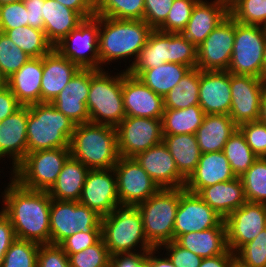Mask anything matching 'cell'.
Instances as JSON below:
<instances>
[{
    "label": "cell",
    "instance_id": "1",
    "mask_svg": "<svg viewBox=\"0 0 266 267\" xmlns=\"http://www.w3.org/2000/svg\"><path fill=\"white\" fill-rule=\"evenodd\" d=\"M9 179L1 194L5 206L0 209L11 221L16 239L50 244L52 198L47 191L29 190Z\"/></svg>",
    "mask_w": 266,
    "mask_h": 267
},
{
    "label": "cell",
    "instance_id": "2",
    "mask_svg": "<svg viewBox=\"0 0 266 267\" xmlns=\"http://www.w3.org/2000/svg\"><path fill=\"white\" fill-rule=\"evenodd\" d=\"M153 29L144 20L113 19L99 16L100 70L106 64L133 58L128 71L136 62ZM134 56V57H133ZM106 63V64H105ZM103 64L105 66H103Z\"/></svg>",
    "mask_w": 266,
    "mask_h": 267
},
{
    "label": "cell",
    "instance_id": "3",
    "mask_svg": "<svg viewBox=\"0 0 266 267\" xmlns=\"http://www.w3.org/2000/svg\"><path fill=\"white\" fill-rule=\"evenodd\" d=\"M70 155L89 169L113 168L119 158L116 127L94 123L75 126Z\"/></svg>",
    "mask_w": 266,
    "mask_h": 267
},
{
    "label": "cell",
    "instance_id": "4",
    "mask_svg": "<svg viewBox=\"0 0 266 267\" xmlns=\"http://www.w3.org/2000/svg\"><path fill=\"white\" fill-rule=\"evenodd\" d=\"M75 126L52 103L28 105L27 153L70 147Z\"/></svg>",
    "mask_w": 266,
    "mask_h": 267
},
{
    "label": "cell",
    "instance_id": "5",
    "mask_svg": "<svg viewBox=\"0 0 266 267\" xmlns=\"http://www.w3.org/2000/svg\"><path fill=\"white\" fill-rule=\"evenodd\" d=\"M101 237L111 256L154 248L145 236L141 213L133 206H120L103 216Z\"/></svg>",
    "mask_w": 266,
    "mask_h": 267
},
{
    "label": "cell",
    "instance_id": "6",
    "mask_svg": "<svg viewBox=\"0 0 266 267\" xmlns=\"http://www.w3.org/2000/svg\"><path fill=\"white\" fill-rule=\"evenodd\" d=\"M124 70L114 76L105 69H90L87 109L90 123L116 127L125 117L122 96Z\"/></svg>",
    "mask_w": 266,
    "mask_h": 267
},
{
    "label": "cell",
    "instance_id": "7",
    "mask_svg": "<svg viewBox=\"0 0 266 267\" xmlns=\"http://www.w3.org/2000/svg\"><path fill=\"white\" fill-rule=\"evenodd\" d=\"M164 63H179L191 69L197 68V48L182 33L153 30L128 72L137 77L143 70Z\"/></svg>",
    "mask_w": 266,
    "mask_h": 267
},
{
    "label": "cell",
    "instance_id": "8",
    "mask_svg": "<svg viewBox=\"0 0 266 267\" xmlns=\"http://www.w3.org/2000/svg\"><path fill=\"white\" fill-rule=\"evenodd\" d=\"M180 188H161L136 207L141 213L144 233L154 247L174 241V224Z\"/></svg>",
    "mask_w": 266,
    "mask_h": 267
},
{
    "label": "cell",
    "instance_id": "9",
    "mask_svg": "<svg viewBox=\"0 0 266 267\" xmlns=\"http://www.w3.org/2000/svg\"><path fill=\"white\" fill-rule=\"evenodd\" d=\"M70 148H54L27 153L10 177L29 190L48 191L56 182Z\"/></svg>",
    "mask_w": 266,
    "mask_h": 267
},
{
    "label": "cell",
    "instance_id": "10",
    "mask_svg": "<svg viewBox=\"0 0 266 267\" xmlns=\"http://www.w3.org/2000/svg\"><path fill=\"white\" fill-rule=\"evenodd\" d=\"M102 217L78 201L54 200L50 208V244L59 245L77 232H101Z\"/></svg>",
    "mask_w": 266,
    "mask_h": 267
},
{
    "label": "cell",
    "instance_id": "11",
    "mask_svg": "<svg viewBox=\"0 0 266 267\" xmlns=\"http://www.w3.org/2000/svg\"><path fill=\"white\" fill-rule=\"evenodd\" d=\"M266 28L235 21V39L228 72L263 79Z\"/></svg>",
    "mask_w": 266,
    "mask_h": 267
},
{
    "label": "cell",
    "instance_id": "12",
    "mask_svg": "<svg viewBox=\"0 0 266 267\" xmlns=\"http://www.w3.org/2000/svg\"><path fill=\"white\" fill-rule=\"evenodd\" d=\"M98 41L99 16L95 15L85 19L54 48L81 69L100 70Z\"/></svg>",
    "mask_w": 266,
    "mask_h": 267
},
{
    "label": "cell",
    "instance_id": "13",
    "mask_svg": "<svg viewBox=\"0 0 266 267\" xmlns=\"http://www.w3.org/2000/svg\"><path fill=\"white\" fill-rule=\"evenodd\" d=\"M118 152L133 158L162 142V119L126 116L117 126Z\"/></svg>",
    "mask_w": 266,
    "mask_h": 267
},
{
    "label": "cell",
    "instance_id": "14",
    "mask_svg": "<svg viewBox=\"0 0 266 267\" xmlns=\"http://www.w3.org/2000/svg\"><path fill=\"white\" fill-rule=\"evenodd\" d=\"M113 169L120 206L136 207L161 189L134 158L120 156Z\"/></svg>",
    "mask_w": 266,
    "mask_h": 267
},
{
    "label": "cell",
    "instance_id": "15",
    "mask_svg": "<svg viewBox=\"0 0 266 267\" xmlns=\"http://www.w3.org/2000/svg\"><path fill=\"white\" fill-rule=\"evenodd\" d=\"M265 87V79L230 73L232 102L229 116L237 126L259 120Z\"/></svg>",
    "mask_w": 266,
    "mask_h": 267
},
{
    "label": "cell",
    "instance_id": "16",
    "mask_svg": "<svg viewBox=\"0 0 266 267\" xmlns=\"http://www.w3.org/2000/svg\"><path fill=\"white\" fill-rule=\"evenodd\" d=\"M235 39V19L229 14L197 48V69L228 70Z\"/></svg>",
    "mask_w": 266,
    "mask_h": 267
},
{
    "label": "cell",
    "instance_id": "17",
    "mask_svg": "<svg viewBox=\"0 0 266 267\" xmlns=\"http://www.w3.org/2000/svg\"><path fill=\"white\" fill-rule=\"evenodd\" d=\"M212 227H226L224 218L214 211L198 194L180 188V200L174 224V241L183 234Z\"/></svg>",
    "mask_w": 266,
    "mask_h": 267
},
{
    "label": "cell",
    "instance_id": "18",
    "mask_svg": "<svg viewBox=\"0 0 266 267\" xmlns=\"http://www.w3.org/2000/svg\"><path fill=\"white\" fill-rule=\"evenodd\" d=\"M227 245L234 254L266 228V204L245 202L224 219Z\"/></svg>",
    "mask_w": 266,
    "mask_h": 267
},
{
    "label": "cell",
    "instance_id": "19",
    "mask_svg": "<svg viewBox=\"0 0 266 267\" xmlns=\"http://www.w3.org/2000/svg\"><path fill=\"white\" fill-rule=\"evenodd\" d=\"M78 202L94 210L101 217L120 207L114 169H90Z\"/></svg>",
    "mask_w": 266,
    "mask_h": 267
},
{
    "label": "cell",
    "instance_id": "20",
    "mask_svg": "<svg viewBox=\"0 0 266 267\" xmlns=\"http://www.w3.org/2000/svg\"><path fill=\"white\" fill-rule=\"evenodd\" d=\"M122 96L126 116L162 119L163 97L124 69Z\"/></svg>",
    "mask_w": 266,
    "mask_h": 267
},
{
    "label": "cell",
    "instance_id": "21",
    "mask_svg": "<svg viewBox=\"0 0 266 267\" xmlns=\"http://www.w3.org/2000/svg\"><path fill=\"white\" fill-rule=\"evenodd\" d=\"M160 188H183L186 179L163 141L133 157Z\"/></svg>",
    "mask_w": 266,
    "mask_h": 267
},
{
    "label": "cell",
    "instance_id": "22",
    "mask_svg": "<svg viewBox=\"0 0 266 267\" xmlns=\"http://www.w3.org/2000/svg\"><path fill=\"white\" fill-rule=\"evenodd\" d=\"M90 91V69H80L51 102L76 125L90 122L87 97Z\"/></svg>",
    "mask_w": 266,
    "mask_h": 267
},
{
    "label": "cell",
    "instance_id": "23",
    "mask_svg": "<svg viewBox=\"0 0 266 267\" xmlns=\"http://www.w3.org/2000/svg\"><path fill=\"white\" fill-rule=\"evenodd\" d=\"M229 15V0H199L182 34L198 48Z\"/></svg>",
    "mask_w": 266,
    "mask_h": 267
},
{
    "label": "cell",
    "instance_id": "24",
    "mask_svg": "<svg viewBox=\"0 0 266 267\" xmlns=\"http://www.w3.org/2000/svg\"><path fill=\"white\" fill-rule=\"evenodd\" d=\"M231 102L230 72L200 70L199 106L203 112L229 115Z\"/></svg>",
    "mask_w": 266,
    "mask_h": 267
},
{
    "label": "cell",
    "instance_id": "25",
    "mask_svg": "<svg viewBox=\"0 0 266 267\" xmlns=\"http://www.w3.org/2000/svg\"><path fill=\"white\" fill-rule=\"evenodd\" d=\"M27 121L28 106H21L0 123V160L12 159L11 171L27 154Z\"/></svg>",
    "mask_w": 266,
    "mask_h": 267
},
{
    "label": "cell",
    "instance_id": "26",
    "mask_svg": "<svg viewBox=\"0 0 266 267\" xmlns=\"http://www.w3.org/2000/svg\"><path fill=\"white\" fill-rule=\"evenodd\" d=\"M41 102L51 103L81 69L53 48L42 57Z\"/></svg>",
    "mask_w": 266,
    "mask_h": 267
},
{
    "label": "cell",
    "instance_id": "27",
    "mask_svg": "<svg viewBox=\"0 0 266 267\" xmlns=\"http://www.w3.org/2000/svg\"><path fill=\"white\" fill-rule=\"evenodd\" d=\"M235 178L223 151L201 153L196 169L186 180L184 189L197 194L204 187Z\"/></svg>",
    "mask_w": 266,
    "mask_h": 267
},
{
    "label": "cell",
    "instance_id": "28",
    "mask_svg": "<svg viewBox=\"0 0 266 267\" xmlns=\"http://www.w3.org/2000/svg\"><path fill=\"white\" fill-rule=\"evenodd\" d=\"M42 57L31 58L6 79V85L22 106L41 103Z\"/></svg>",
    "mask_w": 266,
    "mask_h": 267
},
{
    "label": "cell",
    "instance_id": "29",
    "mask_svg": "<svg viewBox=\"0 0 266 267\" xmlns=\"http://www.w3.org/2000/svg\"><path fill=\"white\" fill-rule=\"evenodd\" d=\"M197 194L224 219L247 202L243 182L237 177L204 187Z\"/></svg>",
    "mask_w": 266,
    "mask_h": 267
},
{
    "label": "cell",
    "instance_id": "30",
    "mask_svg": "<svg viewBox=\"0 0 266 267\" xmlns=\"http://www.w3.org/2000/svg\"><path fill=\"white\" fill-rule=\"evenodd\" d=\"M43 20L45 36L55 47L85 19L78 12L56 0H45Z\"/></svg>",
    "mask_w": 266,
    "mask_h": 267
},
{
    "label": "cell",
    "instance_id": "31",
    "mask_svg": "<svg viewBox=\"0 0 266 267\" xmlns=\"http://www.w3.org/2000/svg\"><path fill=\"white\" fill-rule=\"evenodd\" d=\"M237 128L229 115L206 114L196 132L201 153L223 151L224 145Z\"/></svg>",
    "mask_w": 266,
    "mask_h": 267
},
{
    "label": "cell",
    "instance_id": "32",
    "mask_svg": "<svg viewBox=\"0 0 266 267\" xmlns=\"http://www.w3.org/2000/svg\"><path fill=\"white\" fill-rule=\"evenodd\" d=\"M89 168L71 155L63 164L56 182L47 191L54 200L79 201Z\"/></svg>",
    "mask_w": 266,
    "mask_h": 267
},
{
    "label": "cell",
    "instance_id": "33",
    "mask_svg": "<svg viewBox=\"0 0 266 267\" xmlns=\"http://www.w3.org/2000/svg\"><path fill=\"white\" fill-rule=\"evenodd\" d=\"M175 241L202 258L224 254L228 250L226 227H212L186 233L180 235Z\"/></svg>",
    "mask_w": 266,
    "mask_h": 267
},
{
    "label": "cell",
    "instance_id": "34",
    "mask_svg": "<svg viewBox=\"0 0 266 267\" xmlns=\"http://www.w3.org/2000/svg\"><path fill=\"white\" fill-rule=\"evenodd\" d=\"M162 141L175 160L179 173L187 180L201 156L196 134L163 135Z\"/></svg>",
    "mask_w": 266,
    "mask_h": 267
},
{
    "label": "cell",
    "instance_id": "35",
    "mask_svg": "<svg viewBox=\"0 0 266 267\" xmlns=\"http://www.w3.org/2000/svg\"><path fill=\"white\" fill-rule=\"evenodd\" d=\"M190 70L189 66L179 63H164L143 70L137 78L164 98Z\"/></svg>",
    "mask_w": 266,
    "mask_h": 267
},
{
    "label": "cell",
    "instance_id": "36",
    "mask_svg": "<svg viewBox=\"0 0 266 267\" xmlns=\"http://www.w3.org/2000/svg\"><path fill=\"white\" fill-rule=\"evenodd\" d=\"M206 114L199 105L185 109L164 108L162 117V134H196Z\"/></svg>",
    "mask_w": 266,
    "mask_h": 267
},
{
    "label": "cell",
    "instance_id": "37",
    "mask_svg": "<svg viewBox=\"0 0 266 267\" xmlns=\"http://www.w3.org/2000/svg\"><path fill=\"white\" fill-rule=\"evenodd\" d=\"M200 70L191 69L163 98L164 108L185 109L199 105Z\"/></svg>",
    "mask_w": 266,
    "mask_h": 267
},
{
    "label": "cell",
    "instance_id": "38",
    "mask_svg": "<svg viewBox=\"0 0 266 267\" xmlns=\"http://www.w3.org/2000/svg\"><path fill=\"white\" fill-rule=\"evenodd\" d=\"M5 35L31 58H41L54 46L47 40L45 32L27 26L6 30Z\"/></svg>",
    "mask_w": 266,
    "mask_h": 267
},
{
    "label": "cell",
    "instance_id": "39",
    "mask_svg": "<svg viewBox=\"0 0 266 267\" xmlns=\"http://www.w3.org/2000/svg\"><path fill=\"white\" fill-rule=\"evenodd\" d=\"M223 153L227 157L231 169L237 178H240L258 159L238 128L224 145Z\"/></svg>",
    "mask_w": 266,
    "mask_h": 267
},
{
    "label": "cell",
    "instance_id": "40",
    "mask_svg": "<svg viewBox=\"0 0 266 267\" xmlns=\"http://www.w3.org/2000/svg\"><path fill=\"white\" fill-rule=\"evenodd\" d=\"M94 11L113 19L144 20V0H94Z\"/></svg>",
    "mask_w": 266,
    "mask_h": 267
},
{
    "label": "cell",
    "instance_id": "41",
    "mask_svg": "<svg viewBox=\"0 0 266 267\" xmlns=\"http://www.w3.org/2000/svg\"><path fill=\"white\" fill-rule=\"evenodd\" d=\"M247 202L266 204V159H258L240 177Z\"/></svg>",
    "mask_w": 266,
    "mask_h": 267
},
{
    "label": "cell",
    "instance_id": "42",
    "mask_svg": "<svg viewBox=\"0 0 266 267\" xmlns=\"http://www.w3.org/2000/svg\"><path fill=\"white\" fill-rule=\"evenodd\" d=\"M229 14L237 22L266 28V0H229Z\"/></svg>",
    "mask_w": 266,
    "mask_h": 267
},
{
    "label": "cell",
    "instance_id": "43",
    "mask_svg": "<svg viewBox=\"0 0 266 267\" xmlns=\"http://www.w3.org/2000/svg\"><path fill=\"white\" fill-rule=\"evenodd\" d=\"M40 244L15 239L7 252L1 267H37V256Z\"/></svg>",
    "mask_w": 266,
    "mask_h": 267
},
{
    "label": "cell",
    "instance_id": "44",
    "mask_svg": "<svg viewBox=\"0 0 266 267\" xmlns=\"http://www.w3.org/2000/svg\"><path fill=\"white\" fill-rule=\"evenodd\" d=\"M31 59L5 33L0 32V73L8 79Z\"/></svg>",
    "mask_w": 266,
    "mask_h": 267
},
{
    "label": "cell",
    "instance_id": "45",
    "mask_svg": "<svg viewBox=\"0 0 266 267\" xmlns=\"http://www.w3.org/2000/svg\"><path fill=\"white\" fill-rule=\"evenodd\" d=\"M235 261L242 267H266V228L235 253Z\"/></svg>",
    "mask_w": 266,
    "mask_h": 267
},
{
    "label": "cell",
    "instance_id": "46",
    "mask_svg": "<svg viewBox=\"0 0 266 267\" xmlns=\"http://www.w3.org/2000/svg\"><path fill=\"white\" fill-rule=\"evenodd\" d=\"M110 253L101 238L96 244L69 258L70 267H109Z\"/></svg>",
    "mask_w": 266,
    "mask_h": 267
},
{
    "label": "cell",
    "instance_id": "47",
    "mask_svg": "<svg viewBox=\"0 0 266 267\" xmlns=\"http://www.w3.org/2000/svg\"><path fill=\"white\" fill-rule=\"evenodd\" d=\"M199 0H174L165 22L157 29L165 33H182Z\"/></svg>",
    "mask_w": 266,
    "mask_h": 267
},
{
    "label": "cell",
    "instance_id": "48",
    "mask_svg": "<svg viewBox=\"0 0 266 267\" xmlns=\"http://www.w3.org/2000/svg\"><path fill=\"white\" fill-rule=\"evenodd\" d=\"M27 9L23 1L0 5V32L28 25Z\"/></svg>",
    "mask_w": 266,
    "mask_h": 267
},
{
    "label": "cell",
    "instance_id": "49",
    "mask_svg": "<svg viewBox=\"0 0 266 267\" xmlns=\"http://www.w3.org/2000/svg\"><path fill=\"white\" fill-rule=\"evenodd\" d=\"M238 129L244 135L245 140L257 157L266 156V123L260 120L243 123Z\"/></svg>",
    "mask_w": 266,
    "mask_h": 267
},
{
    "label": "cell",
    "instance_id": "50",
    "mask_svg": "<svg viewBox=\"0 0 266 267\" xmlns=\"http://www.w3.org/2000/svg\"><path fill=\"white\" fill-rule=\"evenodd\" d=\"M176 267H199L202 257L181 247L176 241L165 243L159 247Z\"/></svg>",
    "mask_w": 266,
    "mask_h": 267
},
{
    "label": "cell",
    "instance_id": "51",
    "mask_svg": "<svg viewBox=\"0 0 266 267\" xmlns=\"http://www.w3.org/2000/svg\"><path fill=\"white\" fill-rule=\"evenodd\" d=\"M174 0H144V21L157 30L166 20Z\"/></svg>",
    "mask_w": 266,
    "mask_h": 267
},
{
    "label": "cell",
    "instance_id": "52",
    "mask_svg": "<svg viewBox=\"0 0 266 267\" xmlns=\"http://www.w3.org/2000/svg\"><path fill=\"white\" fill-rule=\"evenodd\" d=\"M37 267H70V263L59 245L44 244L39 246Z\"/></svg>",
    "mask_w": 266,
    "mask_h": 267
},
{
    "label": "cell",
    "instance_id": "53",
    "mask_svg": "<svg viewBox=\"0 0 266 267\" xmlns=\"http://www.w3.org/2000/svg\"><path fill=\"white\" fill-rule=\"evenodd\" d=\"M101 232H77L64 239L59 246L69 257L76 254L91 245L96 244L101 239Z\"/></svg>",
    "mask_w": 266,
    "mask_h": 267
},
{
    "label": "cell",
    "instance_id": "54",
    "mask_svg": "<svg viewBox=\"0 0 266 267\" xmlns=\"http://www.w3.org/2000/svg\"><path fill=\"white\" fill-rule=\"evenodd\" d=\"M147 260V251L118 253L110 257L109 267H142Z\"/></svg>",
    "mask_w": 266,
    "mask_h": 267
},
{
    "label": "cell",
    "instance_id": "55",
    "mask_svg": "<svg viewBox=\"0 0 266 267\" xmlns=\"http://www.w3.org/2000/svg\"><path fill=\"white\" fill-rule=\"evenodd\" d=\"M14 228L9 218L0 210V267L4 260L5 253L15 241Z\"/></svg>",
    "mask_w": 266,
    "mask_h": 267
},
{
    "label": "cell",
    "instance_id": "56",
    "mask_svg": "<svg viewBox=\"0 0 266 267\" xmlns=\"http://www.w3.org/2000/svg\"><path fill=\"white\" fill-rule=\"evenodd\" d=\"M45 0H23L27 9L28 25L44 31L43 6Z\"/></svg>",
    "mask_w": 266,
    "mask_h": 267
},
{
    "label": "cell",
    "instance_id": "57",
    "mask_svg": "<svg viewBox=\"0 0 266 267\" xmlns=\"http://www.w3.org/2000/svg\"><path fill=\"white\" fill-rule=\"evenodd\" d=\"M22 105L17 101L16 96L6 85L0 90V123L3 119L13 114Z\"/></svg>",
    "mask_w": 266,
    "mask_h": 267
},
{
    "label": "cell",
    "instance_id": "58",
    "mask_svg": "<svg viewBox=\"0 0 266 267\" xmlns=\"http://www.w3.org/2000/svg\"><path fill=\"white\" fill-rule=\"evenodd\" d=\"M60 4L78 12L84 19L95 16L94 0H56Z\"/></svg>",
    "mask_w": 266,
    "mask_h": 267
},
{
    "label": "cell",
    "instance_id": "59",
    "mask_svg": "<svg viewBox=\"0 0 266 267\" xmlns=\"http://www.w3.org/2000/svg\"><path fill=\"white\" fill-rule=\"evenodd\" d=\"M235 261V254L228 249L224 254L203 258L199 267H230Z\"/></svg>",
    "mask_w": 266,
    "mask_h": 267
},
{
    "label": "cell",
    "instance_id": "60",
    "mask_svg": "<svg viewBox=\"0 0 266 267\" xmlns=\"http://www.w3.org/2000/svg\"><path fill=\"white\" fill-rule=\"evenodd\" d=\"M159 248H152L149 251H147V260L146 262L151 267H176L168 258V256L165 254V256L162 258L159 254ZM157 252V253H156ZM156 254H159L156 256Z\"/></svg>",
    "mask_w": 266,
    "mask_h": 267
},
{
    "label": "cell",
    "instance_id": "61",
    "mask_svg": "<svg viewBox=\"0 0 266 267\" xmlns=\"http://www.w3.org/2000/svg\"><path fill=\"white\" fill-rule=\"evenodd\" d=\"M259 120L263 123H266V87L264 89L262 99H261Z\"/></svg>",
    "mask_w": 266,
    "mask_h": 267
},
{
    "label": "cell",
    "instance_id": "62",
    "mask_svg": "<svg viewBox=\"0 0 266 267\" xmlns=\"http://www.w3.org/2000/svg\"><path fill=\"white\" fill-rule=\"evenodd\" d=\"M263 79L266 80V43L264 47Z\"/></svg>",
    "mask_w": 266,
    "mask_h": 267
},
{
    "label": "cell",
    "instance_id": "63",
    "mask_svg": "<svg viewBox=\"0 0 266 267\" xmlns=\"http://www.w3.org/2000/svg\"><path fill=\"white\" fill-rule=\"evenodd\" d=\"M6 86V79L0 73V90Z\"/></svg>",
    "mask_w": 266,
    "mask_h": 267
},
{
    "label": "cell",
    "instance_id": "64",
    "mask_svg": "<svg viewBox=\"0 0 266 267\" xmlns=\"http://www.w3.org/2000/svg\"><path fill=\"white\" fill-rule=\"evenodd\" d=\"M23 0H0V5L5 3H11V2H20Z\"/></svg>",
    "mask_w": 266,
    "mask_h": 267
},
{
    "label": "cell",
    "instance_id": "65",
    "mask_svg": "<svg viewBox=\"0 0 266 267\" xmlns=\"http://www.w3.org/2000/svg\"><path fill=\"white\" fill-rule=\"evenodd\" d=\"M230 267H242V266H240L236 261H234V263Z\"/></svg>",
    "mask_w": 266,
    "mask_h": 267
},
{
    "label": "cell",
    "instance_id": "66",
    "mask_svg": "<svg viewBox=\"0 0 266 267\" xmlns=\"http://www.w3.org/2000/svg\"><path fill=\"white\" fill-rule=\"evenodd\" d=\"M142 267H151L147 262H145Z\"/></svg>",
    "mask_w": 266,
    "mask_h": 267
}]
</instances>
